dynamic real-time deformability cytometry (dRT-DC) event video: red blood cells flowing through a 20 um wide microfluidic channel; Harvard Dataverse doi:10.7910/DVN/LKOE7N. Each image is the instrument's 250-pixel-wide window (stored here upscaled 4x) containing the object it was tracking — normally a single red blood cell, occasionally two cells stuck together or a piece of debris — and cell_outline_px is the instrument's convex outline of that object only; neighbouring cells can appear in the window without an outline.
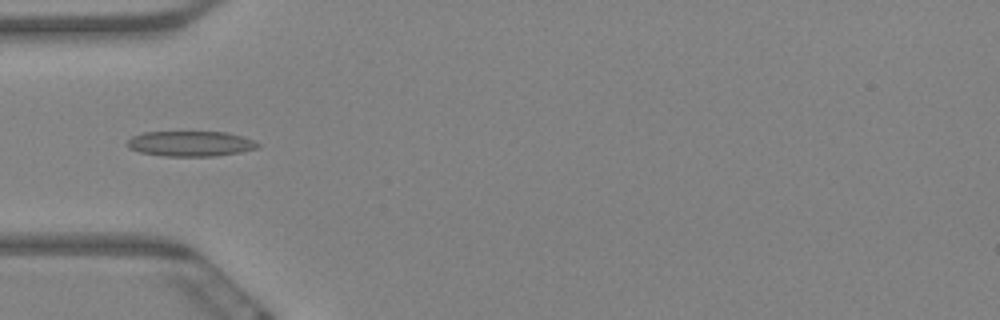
{"species": "Egyptian fruit bat (a non-hibernating species)", "species_latin": "Rousettus aegyptiacus", "temperature_condition": "warm", "stored_images_in_passage": 10, "camera_frame_rate_fps": 3000, "um_per_image_px": 0.085, "animal": {"sex": "female"}, "frame": {"image": 1, "passage_image": 6, "time_ms": 1.667, "image_size_px": [1000, 320], "cell_outline_px": [[260, 144], [256, 148], [240, 152], [216, 156], [164, 156], [140, 152], [128, 148], [124, 144], [132, 136], [144, 132], [228, 132], [252, 140]], "centroid_in_image_um": [16.14, 12.21], "position_along_channel_um": 68.9, "area_um2": 19.19}}
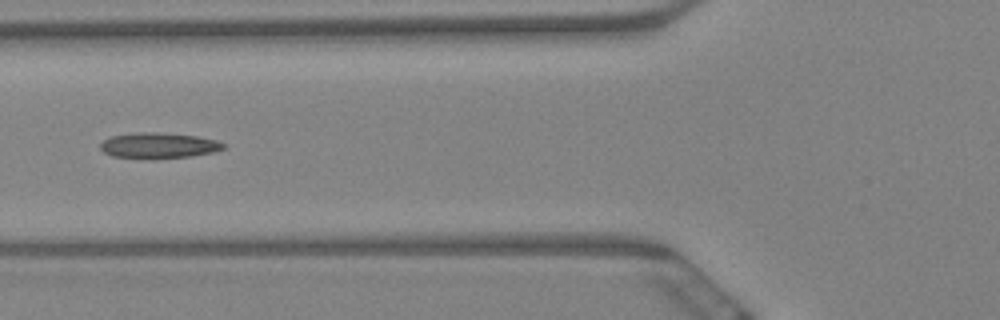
{"frame": {"image": 2, "passage_image": 7, "time_ms": 2.0, "image_size_px": [1000, 320], "cell_outline_px": [[224, 148], [212, 152], [192, 156], [152, 160], [112, 156], [104, 152], [100, 148], [100, 144], [104, 140], [112, 136], [140, 132], [156, 132], [196, 136], [216, 140], [224, 144]], "centroid_in_image_um": [13.45, 12.39], "position_along_channel_um": 112.3, "area_um2": 18.5}}
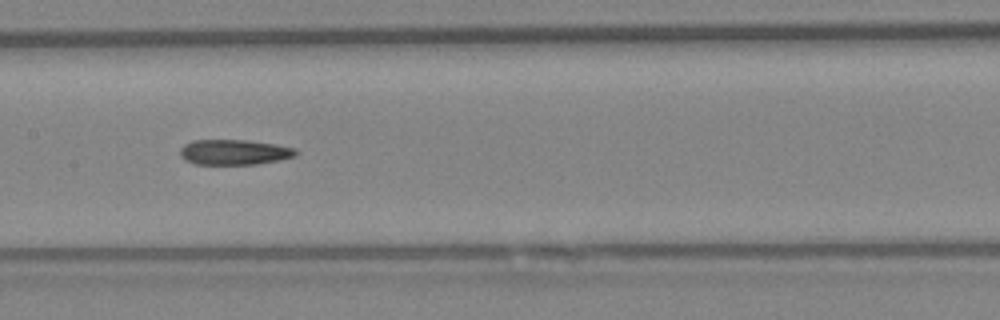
{"frame": {"image": 3, "passage_image": 9, "time_ms": 2.667, "image_size_px": [1000, 320], "cell_outline_px": [[300, 152], [296, 156], [280, 160], [256, 164], [196, 164], [184, 160], [180, 156], [180, 148], [184, 144], [192, 140], [248, 140], [296, 148]], "centroid_in_image_um": [19.91, 12.93], "position_along_channel_um": 187.5, "area_um2": 17.17}}